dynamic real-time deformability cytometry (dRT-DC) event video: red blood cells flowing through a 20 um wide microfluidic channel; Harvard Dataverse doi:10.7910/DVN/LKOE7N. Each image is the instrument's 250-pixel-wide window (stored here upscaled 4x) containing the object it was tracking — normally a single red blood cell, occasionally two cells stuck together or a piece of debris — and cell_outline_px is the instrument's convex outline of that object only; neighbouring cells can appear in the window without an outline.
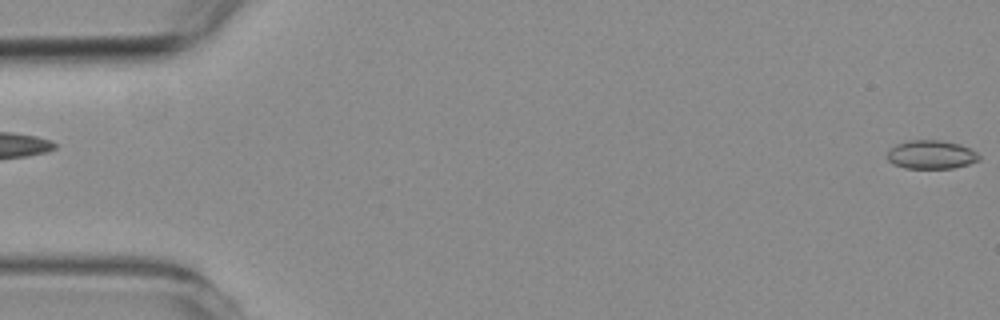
{"species": "common noctule bat (a hibernating species)", "species_latin": "Nyctalus noctula", "temperature_condition": "room temperature", "stored_images_in_passage": 16, "camera_frame_rate_fps": 3000, "um_per_image_px": 0.085, "animal": {"sex": "female", "body_mass_g": 19.3, "forearm_length_mm": 54.1}, "frame": {"image": 1, "passage_image": 1, "time_ms": 0.0, "image_size_px": [1000, 320], "cell_outline_px": [[980, 160], [968, 164], [952, 168], [904, 168], [892, 164], [888, 160], [888, 152], [896, 144], [908, 140], [940, 140], [960, 144], [976, 152], [980, 156]], "centroid_in_image_um": [79.14, 13.14], "position_along_channel_um": 5.9, "area_um2": 15.26}}
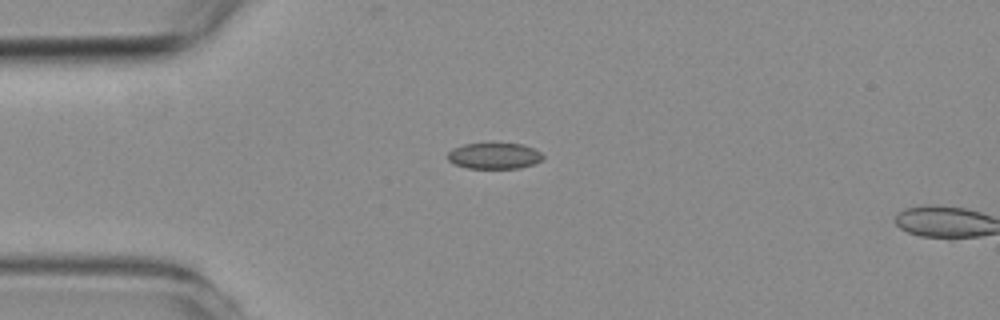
{"frame": {"image": 2, "passage_image": 14, "time_ms": 4.333, "image_size_px": [1000, 320], "cell_outline_px": [[544, 156], [540, 160], [532, 164], [520, 168], [468, 168], [452, 164], [448, 160], [448, 152], [452, 148], [464, 144], [524, 144], [540, 152]], "centroid_in_image_um": [41.97, 13.25], "position_along_channel_um": 43.0, "area_um2": 14.33}}